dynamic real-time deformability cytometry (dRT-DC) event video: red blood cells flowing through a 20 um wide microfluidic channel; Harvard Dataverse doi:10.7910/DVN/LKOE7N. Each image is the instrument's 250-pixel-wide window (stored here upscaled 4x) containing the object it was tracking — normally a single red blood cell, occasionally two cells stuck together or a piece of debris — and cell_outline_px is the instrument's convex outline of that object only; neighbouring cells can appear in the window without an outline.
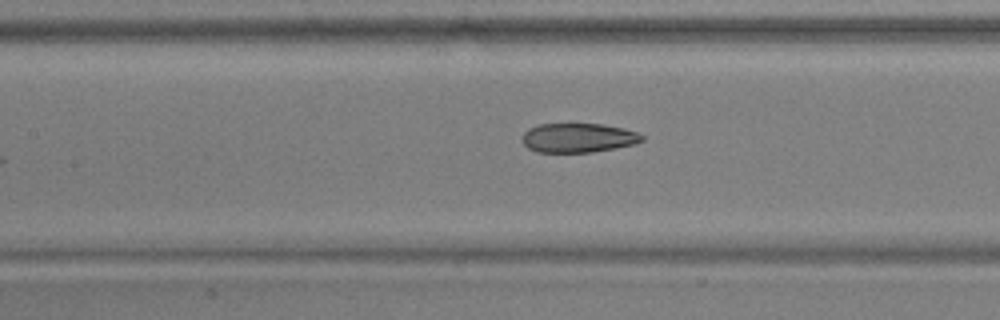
{"species": "common noctule bat (a hibernating species)", "species_latin": "Nyctalus noctula", "temperature_condition": "warm", "stored_images_in_passage": 4, "camera_frame_rate_fps": 3000, "um_per_image_px": 0.085, "animal": {"sex": "male", "body_mass_g": 17.9, "forearm_length_mm": 54.2}, "frame": {"image": 1, "passage_image": 4, "time_ms": 1.0, "image_size_px": [1000, 320], "cell_outline_px": [[644, 140], [632, 144], [592, 152], [536, 152], [528, 148], [520, 140], [524, 132], [528, 128], [540, 124], [600, 124], [624, 128], [636, 132], [644, 136]], "centroid_in_image_um": [49.1, 11.71], "position_along_channel_um": 158.3, "area_um2": 20.35}}